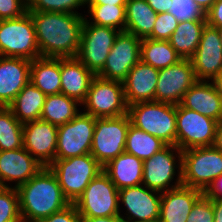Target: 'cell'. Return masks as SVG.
Masks as SVG:
<instances>
[{"label": "cell", "mask_w": 222, "mask_h": 222, "mask_svg": "<svg viewBox=\"0 0 222 222\" xmlns=\"http://www.w3.org/2000/svg\"><path fill=\"white\" fill-rule=\"evenodd\" d=\"M46 95L30 81L8 106L15 118L21 122L40 120Z\"/></svg>", "instance_id": "obj_28"}, {"label": "cell", "mask_w": 222, "mask_h": 222, "mask_svg": "<svg viewBox=\"0 0 222 222\" xmlns=\"http://www.w3.org/2000/svg\"><path fill=\"white\" fill-rule=\"evenodd\" d=\"M211 82L222 98V71L216 77H214Z\"/></svg>", "instance_id": "obj_50"}, {"label": "cell", "mask_w": 222, "mask_h": 222, "mask_svg": "<svg viewBox=\"0 0 222 222\" xmlns=\"http://www.w3.org/2000/svg\"><path fill=\"white\" fill-rule=\"evenodd\" d=\"M159 70L141 60L130 70L123 81L125 100L128 106L155 101Z\"/></svg>", "instance_id": "obj_21"}, {"label": "cell", "mask_w": 222, "mask_h": 222, "mask_svg": "<svg viewBox=\"0 0 222 222\" xmlns=\"http://www.w3.org/2000/svg\"><path fill=\"white\" fill-rule=\"evenodd\" d=\"M147 4L157 13L169 12L172 0H146Z\"/></svg>", "instance_id": "obj_44"}, {"label": "cell", "mask_w": 222, "mask_h": 222, "mask_svg": "<svg viewBox=\"0 0 222 222\" xmlns=\"http://www.w3.org/2000/svg\"><path fill=\"white\" fill-rule=\"evenodd\" d=\"M131 120L128 114L119 117L96 118L90 154L105 166L125 152V142Z\"/></svg>", "instance_id": "obj_8"}, {"label": "cell", "mask_w": 222, "mask_h": 222, "mask_svg": "<svg viewBox=\"0 0 222 222\" xmlns=\"http://www.w3.org/2000/svg\"><path fill=\"white\" fill-rule=\"evenodd\" d=\"M214 210L213 222H222V201L212 200Z\"/></svg>", "instance_id": "obj_48"}, {"label": "cell", "mask_w": 222, "mask_h": 222, "mask_svg": "<svg viewBox=\"0 0 222 222\" xmlns=\"http://www.w3.org/2000/svg\"><path fill=\"white\" fill-rule=\"evenodd\" d=\"M212 200L202 195L193 205L186 222H213Z\"/></svg>", "instance_id": "obj_39"}, {"label": "cell", "mask_w": 222, "mask_h": 222, "mask_svg": "<svg viewBox=\"0 0 222 222\" xmlns=\"http://www.w3.org/2000/svg\"><path fill=\"white\" fill-rule=\"evenodd\" d=\"M179 21L169 12L157 14L152 34L148 37L154 40H169L178 26Z\"/></svg>", "instance_id": "obj_38"}, {"label": "cell", "mask_w": 222, "mask_h": 222, "mask_svg": "<svg viewBox=\"0 0 222 222\" xmlns=\"http://www.w3.org/2000/svg\"><path fill=\"white\" fill-rule=\"evenodd\" d=\"M96 118L80 112L71 121L58 126L55 159L90 154Z\"/></svg>", "instance_id": "obj_13"}, {"label": "cell", "mask_w": 222, "mask_h": 222, "mask_svg": "<svg viewBox=\"0 0 222 222\" xmlns=\"http://www.w3.org/2000/svg\"><path fill=\"white\" fill-rule=\"evenodd\" d=\"M127 0H87V5H126Z\"/></svg>", "instance_id": "obj_47"}, {"label": "cell", "mask_w": 222, "mask_h": 222, "mask_svg": "<svg viewBox=\"0 0 222 222\" xmlns=\"http://www.w3.org/2000/svg\"><path fill=\"white\" fill-rule=\"evenodd\" d=\"M203 195L211 200L222 201V174L208 185Z\"/></svg>", "instance_id": "obj_43"}, {"label": "cell", "mask_w": 222, "mask_h": 222, "mask_svg": "<svg viewBox=\"0 0 222 222\" xmlns=\"http://www.w3.org/2000/svg\"><path fill=\"white\" fill-rule=\"evenodd\" d=\"M0 56L34 60L40 57L33 19L22 16L0 20Z\"/></svg>", "instance_id": "obj_5"}, {"label": "cell", "mask_w": 222, "mask_h": 222, "mask_svg": "<svg viewBox=\"0 0 222 222\" xmlns=\"http://www.w3.org/2000/svg\"><path fill=\"white\" fill-rule=\"evenodd\" d=\"M44 166L24 147L0 151V185L10 187L6 182H15V188L28 182Z\"/></svg>", "instance_id": "obj_19"}, {"label": "cell", "mask_w": 222, "mask_h": 222, "mask_svg": "<svg viewBox=\"0 0 222 222\" xmlns=\"http://www.w3.org/2000/svg\"><path fill=\"white\" fill-rule=\"evenodd\" d=\"M89 21L87 18L84 19L80 49L76 57L88 70L97 75L103 69L120 31L91 24Z\"/></svg>", "instance_id": "obj_12"}, {"label": "cell", "mask_w": 222, "mask_h": 222, "mask_svg": "<svg viewBox=\"0 0 222 222\" xmlns=\"http://www.w3.org/2000/svg\"><path fill=\"white\" fill-rule=\"evenodd\" d=\"M23 147V123L19 122L9 107L0 106V151Z\"/></svg>", "instance_id": "obj_33"}, {"label": "cell", "mask_w": 222, "mask_h": 222, "mask_svg": "<svg viewBox=\"0 0 222 222\" xmlns=\"http://www.w3.org/2000/svg\"><path fill=\"white\" fill-rule=\"evenodd\" d=\"M166 146L167 144L161 139L130 124L125 142L126 153L135 155L145 161Z\"/></svg>", "instance_id": "obj_32"}, {"label": "cell", "mask_w": 222, "mask_h": 222, "mask_svg": "<svg viewBox=\"0 0 222 222\" xmlns=\"http://www.w3.org/2000/svg\"><path fill=\"white\" fill-rule=\"evenodd\" d=\"M200 9L206 13L216 2V0H194Z\"/></svg>", "instance_id": "obj_49"}, {"label": "cell", "mask_w": 222, "mask_h": 222, "mask_svg": "<svg viewBox=\"0 0 222 222\" xmlns=\"http://www.w3.org/2000/svg\"><path fill=\"white\" fill-rule=\"evenodd\" d=\"M79 104L77 100L62 93L47 95L40 119L57 127L61 126L80 113L77 109Z\"/></svg>", "instance_id": "obj_30"}, {"label": "cell", "mask_w": 222, "mask_h": 222, "mask_svg": "<svg viewBox=\"0 0 222 222\" xmlns=\"http://www.w3.org/2000/svg\"><path fill=\"white\" fill-rule=\"evenodd\" d=\"M141 42L134 34L120 31L97 76L123 82L130 70L141 60Z\"/></svg>", "instance_id": "obj_14"}, {"label": "cell", "mask_w": 222, "mask_h": 222, "mask_svg": "<svg viewBox=\"0 0 222 222\" xmlns=\"http://www.w3.org/2000/svg\"><path fill=\"white\" fill-rule=\"evenodd\" d=\"M131 124L167 145L176 146V105L159 101L139 102L128 106Z\"/></svg>", "instance_id": "obj_3"}, {"label": "cell", "mask_w": 222, "mask_h": 222, "mask_svg": "<svg viewBox=\"0 0 222 222\" xmlns=\"http://www.w3.org/2000/svg\"><path fill=\"white\" fill-rule=\"evenodd\" d=\"M119 190L102 171L74 202L81 217L120 216Z\"/></svg>", "instance_id": "obj_7"}, {"label": "cell", "mask_w": 222, "mask_h": 222, "mask_svg": "<svg viewBox=\"0 0 222 222\" xmlns=\"http://www.w3.org/2000/svg\"><path fill=\"white\" fill-rule=\"evenodd\" d=\"M190 59L159 70L155 101L178 105L184 94L197 82Z\"/></svg>", "instance_id": "obj_15"}, {"label": "cell", "mask_w": 222, "mask_h": 222, "mask_svg": "<svg viewBox=\"0 0 222 222\" xmlns=\"http://www.w3.org/2000/svg\"><path fill=\"white\" fill-rule=\"evenodd\" d=\"M222 174V151L214 146L182 151V185L204 191Z\"/></svg>", "instance_id": "obj_6"}, {"label": "cell", "mask_w": 222, "mask_h": 222, "mask_svg": "<svg viewBox=\"0 0 222 222\" xmlns=\"http://www.w3.org/2000/svg\"><path fill=\"white\" fill-rule=\"evenodd\" d=\"M16 189L23 222H37L70 205L63 195L57 177L49 167H43L28 182Z\"/></svg>", "instance_id": "obj_2"}, {"label": "cell", "mask_w": 222, "mask_h": 222, "mask_svg": "<svg viewBox=\"0 0 222 222\" xmlns=\"http://www.w3.org/2000/svg\"><path fill=\"white\" fill-rule=\"evenodd\" d=\"M175 155L178 157V160L175 159ZM177 162L179 165L176 164ZM177 168L178 178L175 179V184L171 185L170 182L174 180V176L176 175L175 169ZM142 185L161 193L181 186L182 151L177 146L167 145L151 158L143 161Z\"/></svg>", "instance_id": "obj_11"}, {"label": "cell", "mask_w": 222, "mask_h": 222, "mask_svg": "<svg viewBox=\"0 0 222 222\" xmlns=\"http://www.w3.org/2000/svg\"><path fill=\"white\" fill-rule=\"evenodd\" d=\"M82 222H123L120 216L112 217H82Z\"/></svg>", "instance_id": "obj_45"}, {"label": "cell", "mask_w": 222, "mask_h": 222, "mask_svg": "<svg viewBox=\"0 0 222 222\" xmlns=\"http://www.w3.org/2000/svg\"><path fill=\"white\" fill-rule=\"evenodd\" d=\"M218 30H219V34H220L221 43H222V28H218Z\"/></svg>", "instance_id": "obj_51"}, {"label": "cell", "mask_w": 222, "mask_h": 222, "mask_svg": "<svg viewBox=\"0 0 222 222\" xmlns=\"http://www.w3.org/2000/svg\"><path fill=\"white\" fill-rule=\"evenodd\" d=\"M217 122L181 104L176 105V146L181 151L213 146Z\"/></svg>", "instance_id": "obj_10"}, {"label": "cell", "mask_w": 222, "mask_h": 222, "mask_svg": "<svg viewBox=\"0 0 222 222\" xmlns=\"http://www.w3.org/2000/svg\"><path fill=\"white\" fill-rule=\"evenodd\" d=\"M169 13L179 22L185 20H206L205 13L194 0H172Z\"/></svg>", "instance_id": "obj_37"}, {"label": "cell", "mask_w": 222, "mask_h": 222, "mask_svg": "<svg viewBox=\"0 0 222 222\" xmlns=\"http://www.w3.org/2000/svg\"><path fill=\"white\" fill-rule=\"evenodd\" d=\"M190 60L197 80H212L222 71V43L216 27L205 24L198 48Z\"/></svg>", "instance_id": "obj_16"}, {"label": "cell", "mask_w": 222, "mask_h": 222, "mask_svg": "<svg viewBox=\"0 0 222 222\" xmlns=\"http://www.w3.org/2000/svg\"><path fill=\"white\" fill-rule=\"evenodd\" d=\"M49 168L70 204H74L92 179L103 171V166L91 154L55 159Z\"/></svg>", "instance_id": "obj_4"}, {"label": "cell", "mask_w": 222, "mask_h": 222, "mask_svg": "<svg viewBox=\"0 0 222 222\" xmlns=\"http://www.w3.org/2000/svg\"><path fill=\"white\" fill-rule=\"evenodd\" d=\"M31 15L40 57L73 58L80 49L84 15L28 11Z\"/></svg>", "instance_id": "obj_1"}, {"label": "cell", "mask_w": 222, "mask_h": 222, "mask_svg": "<svg viewBox=\"0 0 222 222\" xmlns=\"http://www.w3.org/2000/svg\"><path fill=\"white\" fill-rule=\"evenodd\" d=\"M86 4L87 0H28L27 11L80 14L75 9Z\"/></svg>", "instance_id": "obj_36"}, {"label": "cell", "mask_w": 222, "mask_h": 222, "mask_svg": "<svg viewBox=\"0 0 222 222\" xmlns=\"http://www.w3.org/2000/svg\"><path fill=\"white\" fill-rule=\"evenodd\" d=\"M125 31L137 38H148L153 31L157 13L146 0H127L125 6Z\"/></svg>", "instance_id": "obj_27"}, {"label": "cell", "mask_w": 222, "mask_h": 222, "mask_svg": "<svg viewBox=\"0 0 222 222\" xmlns=\"http://www.w3.org/2000/svg\"><path fill=\"white\" fill-rule=\"evenodd\" d=\"M30 82L46 96L61 93L60 58L31 60Z\"/></svg>", "instance_id": "obj_26"}, {"label": "cell", "mask_w": 222, "mask_h": 222, "mask_svg": "<svg viewBox=\"0 0 222 222\" xmlns=\"http://www.w3.org/2000/svg\"><path fill=\"white\" fill-rule=\"evenodd\" d=\"M210 81L198 80L183 96L181 105L208 116L216 121L222 119V98Z\"/></svg>", "instance_id": "obj_24"}, {"label": "cell", "mask_w": 222, "mask_h": 222, "mask_svg": "<svg viewBox=\"0 0 222 222\" xmlns=\"http://www.w3.org/2000/svg\"><path fill=\"white\" fill-rule=\"evenodd\" d=\"M203 191L181 185L161 193L158 222H186L195 202Z\"/></svg>", "instance_id": "obj_22"}, {"label": "cell", "mask_w": 222, "mask_h": 222, "mask_svg": "<svg viewBox=\"0 0 222 222\" xmlns=\"http://www.w3.org/2000/svg\"><path fill=\"white\" fill-rule=\"evenodd\" d=\"M37 222H82V217L79 215L76 206L70 204L65 209Z\"/></svg>", "instance_id": "obj_41"}, {"label": "cell", "mask_w": 222, "mask_h": 222, "mask_svg": "<svg viewBox=\"0 0 222 222\" xmlns=\"http://www.w3.org/2000/svg\"><path fill=\"white\" fill-rule=\"evenodd\" d=\"M87 113L95 118L119 117L128 114L123 82L95 76L86 100L82 103Z\"/></svg>", "instance_id": "obj_9"}, {"label": "cell", "mask_w": 222, "mask_h": 222, "mask_svg": "<svg viewBox=\"0 0 222 222\" xmlns=\"http://www.w3.org/2000/svg\"><path fill=\"white\" fill-rule=\"evenodd\" d=\"M159 194V195H158ZM120 202L127 208V217L120 215L123 221H158L160 216L161 192L138 185L119 190Z\"/></svg>", "instance_id": "obj_17"}, {"label": "cell", "mask_w": 222, "mask_h": 222, "mask_svg": "<svg viewBox=\"0 0 222 222\" xmlns=\"http://www.w3.org/2000/svg\"><path fill=\"white\" fill-rule=\"evenodd\" d=\"M61 93L77 100H86L93 78L96 76L77 58H60Z\"/></svg>", "instance_id": "obj_23"}, {"label": "cell", "mask_w": 222, "mask_h": 222, "mask_svg": "<svg viewBox=\"0 0 222 222\" xmlns=\"http://www.w3.org/2000/svg\"><path fill=\"white\" fill-rule=\"evenodd\" d=\"M213 146L222 151V119L217 122L215 141Z\"/></svg>", "instance_id": "obj_46"}, {"label": "cell", "mask_w": 222, "mask_h": 222, "mask_svg": "<svg viewBox=\"0 0 222 222\" xmlns=\"http://www.w3.org/2000/svg\"><path fill=\"white\" fill-rule=\"evenodd\" d=\"M182 60L169 40L142 39L141 61L160 70Z\"/></svg>", "instance_id": "obj_31"}, {"label": "cell", "mask_w": 222, "mask_h": 222, "mask_svg": "<svg viewBox=\"0 0 222 222\" xmlns=\"http://www.w3.org/2000/svg\"><path fill=\"white\" fill-rule=\"evenodd\" d=\"M206 20L179 22L169 42L182 59H190L198 48Z\"/></svg>", "instance_id": "obj_29"}, {"label": "cell", "mask_w": 222, "mask_h": 222, "mask_svg": "<svg viewBox=\"0 0 222 222\" xmlns=\"http://www.w3.org/2000/svg\"><path fill=\"white\" fill-rule=\"evenodd\" d=\"M103 172L118 190L138 186L142 184L143 161L123 152L103 166Z\"/></svg>", "instance_id": "obj_25"}, {"label": "cell", "mask_w": 222, "mask_h": 222, "mask_svg": "<svg viewBox=\"0 0 222 222\" xmlns=\"http://www.w3.org/2000/svg\"><path fill=\"white\" fill-rule=\"evenodd\" d=\"M126 5H88L89 11L93 17V21L89 22L98 26H105L117 29L119 31H125L126 23V14H125Z\"/></svg>", "instance_id": "obj_34"}, {"label": "cell", "mask_w": 222, "mask_h": 222, "mask_svg": "<svg viewBox=\"0 0 222 222\" xmlns=\"http://www.w3.org/2000/svg\"><path fill=\"white\" fill-rule=\"evenodd\" d=\"M27 9L28 0H0V20L20 17Z\"/></svg>", "instance_id": "obj_40"}, {"label": "cell", "mask_w": 222, "mask_h": 222, "mask_svg": "<svg viewBox=\"0 0 222 222\" xmlns=\"http://www.w3.org/2000/svg\"><path fill=\"white\" fill-rule=\"evenodd\" d=\"M123 222H145V221H135V220H133V221H123ZM152 222H158V221H152Z\"/></svg>", "instance_id": "obj_52"}, {"label": "cell", "mask_w": 222, "mask_h": 222, "mask_svg": "<svg viewBox=\"0 0 222 222\" xmlns=\"http://www.w3.org/2000/svg\"><path fill=\"white\" fill-rule=\"evenodd\" d=\"M58 127L35 120L23 124V147L44 167L55 160Z\"/></svg>", "instance_id": "obj_18"}, {"label": "cell", "mask_w": 222, "mask_h": 222, "mask_svg": "<svg viewBox=\"0 0 222 222\" xmlns=\"http://www.w3.org/2000/svg\"><path fill=\"white\" fill-rule=\"evenodd\" d=\"M31 60L0 56V106L8 107L30 81Z\"/></svg>", "instance_id": "obj_20"}, {"label": "cell", "mask_w": 222, "mask_h": 222, "mask_svg": "<svg viewBox=\"0 0 222 222\" xmlns=\"http://www.w3.org/2000/svg\"><path fill=\"white\" fill-rule=\"evenodd\" d=\"M0 222H23L15 187L0 188Z\"/></svg>", "instance_id": "obj_35"}, {"label": "cell", "mask_w": 222, "mask_h": 222, "mask_svg": "<svg viewBox=\"0 0 222 222\" xmlns=\"http://www.w3.org/2000/svg\"><path fill=\"white\" fill-rule=\"evenodd\" d=\"M206 23L210 26L222 28V0H216L213 6L205 13Z\"/></svg>", "instance_id": "obj_42"}]
</instances>
